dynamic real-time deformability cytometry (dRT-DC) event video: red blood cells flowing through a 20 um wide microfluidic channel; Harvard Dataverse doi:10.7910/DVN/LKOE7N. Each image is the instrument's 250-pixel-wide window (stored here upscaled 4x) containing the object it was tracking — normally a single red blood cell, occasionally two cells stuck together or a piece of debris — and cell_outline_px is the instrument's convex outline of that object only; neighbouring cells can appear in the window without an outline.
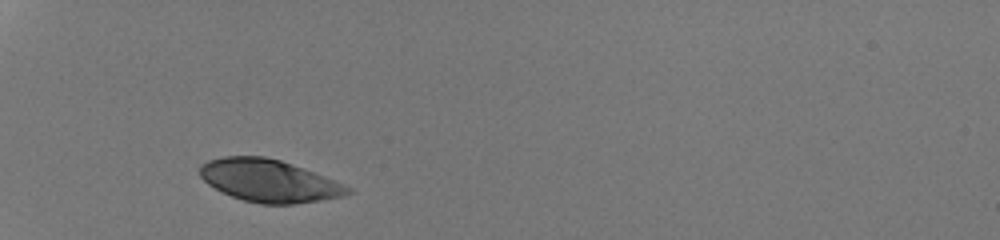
{"species": "human", "species_latin": "Homo sapiens", "temperature_condition": "room temperature", "stored_images_in_passage": 28, "camera_frame_rate_fps": 3000, "um_per_image_px": 0.085, "donor": {"sex": "male"}, "frame": {"image": 1, "passage_image": 1, "time_ms": 0.0, "image_size_px": [1000, 240], "cell_outline_px": [[352, 192], [344, 196], [320, 200], [292, 204], [260, 204], [244, 200], [232, 196], [208, 184], [200, 176], [200, 164], [208, 160], [224, 156], [264, 156], [280, 160], [312, 172], [352, 188]], "centroid_in_image_um": [22.83, 15.36], "position_along_channel_um": 62.2, "area_um2": 36.07}}
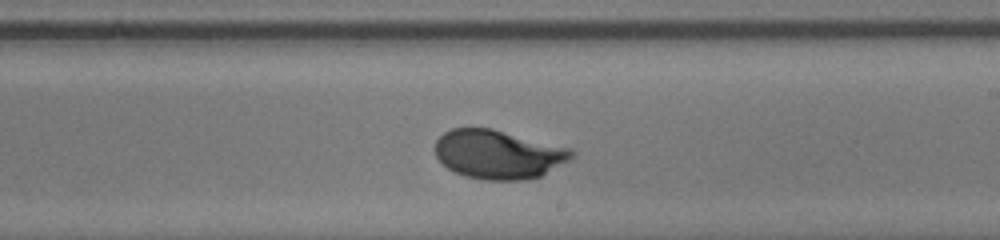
{"frame": {"image": 2, "passage_image": 16, "time_ms": 5.0, "image_size_px": [1000, 240], "cell_outline_px": [[576, 152], [568, 160], [540, 176], [524, 180], [484, 180], [468, 176], [456, 172], [448, 168], [436, 156], [436, 140], [444, 132], [452, 128], [492, 128], [572, 148]], "centroid_in_image_um": [42.37, 13.11], "position_along_channel_um": 246.6, "area_um2": 38.67}}
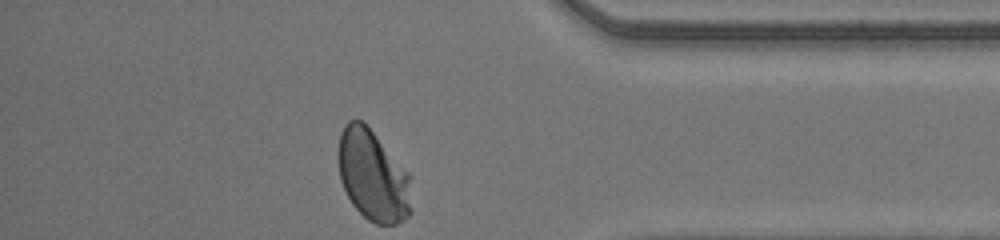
{"frame": {"image": 3, "passage_image": 28, "time_ms": 9.0, "image_size_px": [1000, 240], "cell_outline_px": [[412, 212], [404, 220], [396, 224], [376, 224], [368, 220], [352, 204], [340, 180], [336, 156], [340, 132], [344, 124], [348, 120], [360, 120], [372, 132], [408, 172]], "centroid_in_image_um": [31.66, 14.94], "position_along_channel_um": 403.5, "area_um2": 38.73}, "authors_computed_cell_mechanics": {"area_um2": 38.3503, "velocity_mm_per_s": 4.2208, "shape_relaxation_time_tau1_ms": 2.4114, "shape_relaxation_time_tau2_ms": null, "deformation_change_tau1": 0.1516, "deformation_change_tau2": null}}